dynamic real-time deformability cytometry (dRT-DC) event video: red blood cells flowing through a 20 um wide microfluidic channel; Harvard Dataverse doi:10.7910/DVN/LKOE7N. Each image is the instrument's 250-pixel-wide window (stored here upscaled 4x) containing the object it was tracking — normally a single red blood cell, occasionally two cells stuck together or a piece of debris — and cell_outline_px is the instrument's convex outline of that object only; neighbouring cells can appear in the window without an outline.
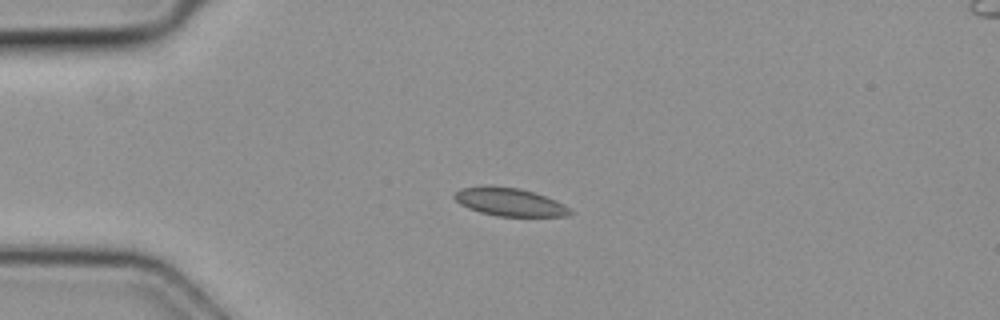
{"species": "common noctule bat (a hibernating species)", "species_latin": "Nyctalus noctula", "temperature_condition": "cold", "stored_images_in_passage": 3, "camera_frame_rate_fps": 3000, "um_per_image_px": 0.085, "animal": {"sex": "female", "body_mass_g": 19.3, "forearm_length_mm": 54.1}, "frame": {"image": 1, "passage_image": 3, "time_ms": 0.667, "image_size_px": [1000, 320], "cell_outline_px": [[572, 212], [568, 216], [496, 216], [480, 212], [468, 208], [460, 204], [452, 196], [460, 188], [484, 184], [492, 184], [520, 188], [556, 200], [564, 204]], "centroid_in_image_um": [43.25, 17.14], "position_along_channel_um": 41.7, "area_um2": 19.19}}